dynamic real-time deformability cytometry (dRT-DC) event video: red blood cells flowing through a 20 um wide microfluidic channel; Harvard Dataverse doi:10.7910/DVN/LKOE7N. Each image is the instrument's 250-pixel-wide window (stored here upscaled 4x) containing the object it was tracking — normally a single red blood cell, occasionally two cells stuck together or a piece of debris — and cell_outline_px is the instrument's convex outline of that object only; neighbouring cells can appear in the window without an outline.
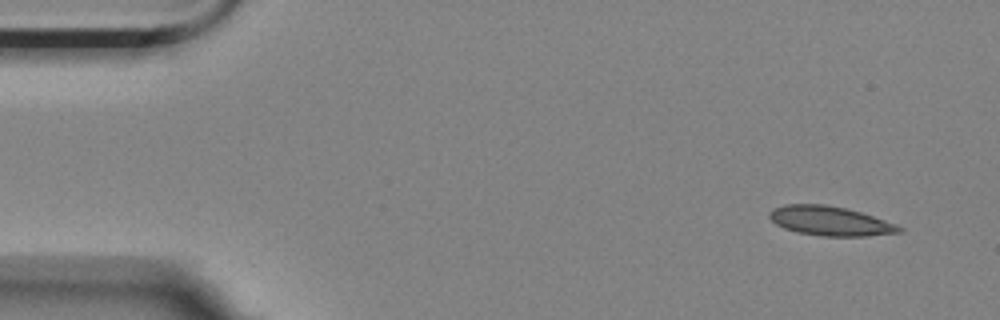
{"species": "Egyptian fruit bat (a non-hibernating species)", "species_latin": "Rousettus aegyptiacus", "temperature_condition": "room temperature", "stored_images_in_passage": 4, "camera_frame_rate_fps": 3000, "um_per_image_px": 0.085, "animal": {"sex": "female"}, "frame": {"image": 1, "passage_image": 1, "time_ms": 0.0, "image_size_px": [1000, 320], "cell_outline_px": [[904, 232], [868, 236], [820, 236], [796, 232], [784, 228], [776, 224], [768, 216], [768, 212], [772, 208], [784, 204], [824, 204], [844, 208], [860, 212], [896, 224], [904, 228]], "centroid_in_image_um": [70.54, 18.79], "position_along_channel_um": 14.5, "area_um2": 22.31}}
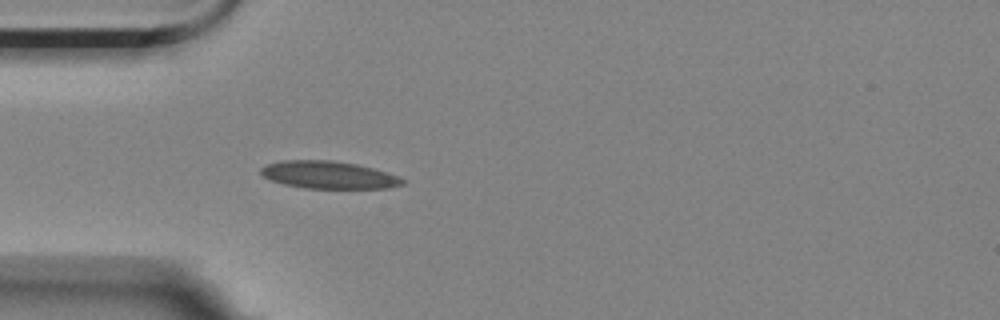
{"frame": {"image": 2, "passage_image": 4, "time_ms": 1.0, "image_size_px": [1000, 320], "cell_outline_px": [[408, 180], [404, 184], [388, 188], [304, 188], [284, 184], [260, 176], [260, 168], [268, 164], [280, 160], [332, 160], [356, 164], [388, 172]], "centroid_in_image_um": [27.94, 14.86], "position_along_channel_um": 57.1, "area_um2": 22.83}}